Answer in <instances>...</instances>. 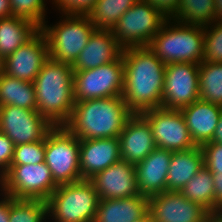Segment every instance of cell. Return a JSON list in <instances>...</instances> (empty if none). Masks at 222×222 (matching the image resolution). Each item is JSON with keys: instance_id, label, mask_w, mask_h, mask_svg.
<instances>
[{"instance_id": "4fadbf2b", "label": "cell", "mask_w": 222, "mask_h": 222, "mask_svg": "<svg viewBox=\"0 0 222 222\" xmlns=\"http://www.w3.org/2000/svg\"><path fill=\"white\" fill-rule=\"evenodd\" d=\"M53 127L37 110L0 106V132L15 146L41 141Z\"/></svg>"}, {"instance_id": "44dd1931", "label": "cell", "mask_w": 222, "mask_h": 222, "mask_svg": "<svg viewBox=\"0 0 222 222\" xmlns=\"http://www.w3.org/2000/svg\"><path fill=\"white\" fill-rule=\"evenodd\" d=\"M180 111L196 146H202L212 140L222 114V106L199 99Z\"/></svg>"}, {"instance_id": "7bdbcfd3", "label": "cell", "mask_w": 222, "mask_h": 222, "mask_svg": "<svg viewBox=\"0 0 222 222\" xmlns=\"http://www.w3.org/2000/svg\"><path fill=\"white\" fill-rule=\"evenodd\" d=\"M216 13H215V21L222 22V0H214Z\"/></svg>"}, {"instance_id": "3957f363", "label": "cell", "mask_w": 222, "mask_h": 222, "mask_svg": "<svg viewBox=\"0 0 222 222\" xmlns=\"http://www.w3.org/2000/svg\"><path fill=\"white\" fill-rule=\"evenodd\" d=\"M73 73L71 64L48 59L33 82L37 111L53 126H64L72 115Z\"/></svg>"}, {"instance_id": "ffe728a7", "label": "cell", "mask_w": 222, "mask_h": 222, "mask_svg": "<svg viewBox=\"0 0 222 222\" xmlns=\"http://www.w3.org/2000/svg\"><path fill=\"white\" fill-rule=\"evenodd\" d=\"M122 50L111 30L96 29L72 64V69L83 71L116 61L122 55Z\"/></svg>"}, {"instance_id": "9c48e42d", "label": "cell", "mask_w": 222, "mask_h": 222, "mask_svg": "<svg viewBox=\"0 0 222 222\" xmlns=\"http://www.w3.org/2000/svg\"><path fill=\"white\" fill-rule=\"evenodd\" d=\"M58 185L45 162L27 165H11L2 175L3 194L17 199L47 201Z\"/></svg>"}, {"instance_id": "ee69618b", "label": "cell", "mask_w": 222, "mask_h": 222, "mask_svg": "<svg viewBox=\"0 0 222 222\" xmlns=\"http://www.w3.org/2000/svg\"><path fill=\"white\" fill-rule=\"evenodd\" d=\"M135 222H153V220H152V216L150 215V213L147 212L143 217L136 220Z\"/></svg>"}, {"instance_id": "603a6c76", "label": "cell", "mask_w": 222, "mask_h": 222, "mask_svg": "<svg viewBox=\"0 0 222 222\" xmlns=\"http://www.w3.org/2000/svg\"><path fill=\"white\" fill-rule=\"evenodd\" d=\"M204 166L201 146L189 150L174 151L167 175V191H178Z\"/></svg>"}, {"instance_id": "f546056e", "label": "cell", "mask_w": 222, "mask_h": 222, "mask_svg": "<svg viewBox=\"0 0 222 222\" xmlns=\"http://www.w3.org/2000/svg\"><path fill=\"white\" fill-rule=\"evenodd\" d=\"M48 218L47 201L10 196L9 222H47Z\"/></svg>"}, {"instance_id": "7c38bea8", "label": "cell", "mask_w": 222, "mask_h": 222, "mask_svg": "<svg viewBox=\"0 0 222 222\" xmlns=\"http://www.w3.org/2000/svg\"><path fill=\"white\" fill-rule=\"evenodd\" d=\"M141 115L151 126L157 148L174 152L196 147L180 110L159 107Z\"/></svg>"}, {"instance_id": "6da1fadb", "label": "cell", "mask_w": 222, "mask_h": 222, "mask_svg": "<svg viewBox=\"0 0 222 222\" xmlns=\"http://www.w3.org/2000/svg\"><path fill=\"white\" fill-rule=\"evenodd\" d=\"M124 61L123 100L133 114L162 106L165 63L149 47L122 50Z\"/></svg>"}, {"instance_id": "484cf974", "label": "cell", "mask_w": 222, "mask_h": 222, "mask_svg": "<svg viewBox=\"0 0 222 222\" xmlns=\"http://www.w3.org/2000/svg\"><path fill=\"white\" fill-rule=\"evenodd\" d=\"M185 198L196 202L208 212L215 211V189L212 173L204 165L180 190Z\"/></svg>"}, {"instance_id": "4316f807", "label": "cell", "mask_w": 222, "mask_h": 222, "mask_svg": "<svg viewBox=\"0 0 222 222\" xmlns=\"http://www.w3.org/2000/svg\"><path fill=\"white\" fill-rule=\"evenodd\" d=\"M138 0H97L86 14L96 29L112 30Z\"/></svg>"}, {"instance_id": "e575fe53", "label": "cell", "mask_w": 222, "mask_h": 222, "mask_svg": "<svg viewBox=\"0 0 222 222\" xmlns=\"http://www.w3.org/2000/svg\"><path fill=\"white\" fill-rule=\"evenodd\" d=\"M97 0H52L61 13L64 14H87Z\"/></svg>"}, {"instance_id": "f1b7e54d", "label": "cell", "mask_w": 222, "mask_h": 222, "mask_svg": "<svg viewBox=\"0 0 222 222\" xmlns=\"http://www.w3.org/2000/svg\"><path fill=\"white\" fill-rule=\"evenodd\" d=\"M200 99L222 106V62L199 64Z\"/></svg>"}, {"instance_id": "836d02e7", "label": "cell", "mask_w": 222, "mask_h": 222, "mask_svg": "<svg viewBox=\"0 0 222 222\" xmlns=\"http://www.w3.org/2000/svg\"><path fill=\"white\" fill-rule=\"evenodd\" d=\"M201 148L204 154V165L211 173H222V144L207 142Z\"/></svg>"}, {"instance_id": "d590c367", "label": "cell", "mask_w": 222, "mask_h": 222, "mask_svg": "<svg viewBox=\"0 0 222 222\" xmlns=\"http://www.w3.org/2000/svg\"><path fill=\"white\" fill-rule=\"evenodd\" d=\"M14 147V143L0 132V188H2V175L11 167Z\"/></svg>"}, {"instance_id": "f6af8a7d", "label": "cell", "mask_w": 222, "mask_h": 222, "mask_svg": "<svg viewBox=\"0 0 222 222\" xmlns=\"http://www.w3.org/2000/svg\"><path fill=\"white\" fill-rule=\"evenodd\" d=\"M4 73V59L3 57L0 55V75Z\"/></svg>"}, {"instance_id": "74e56055", "label": "cell", "mask_w": 222, "mask_h": 222, "mask_svg": "<svg viewBox=\"0 0 222 222\" xmlns=\"http://www.w3.org/2000/svg\"><path fill=\"white\" fill-rule=\"evenodd\" d=\"M215 189V211L222 210V173H212Z\"/></svg>"}, {"instance_id": "8992f818", "label": "cell", "mask_w": 222, "mask_h": 222, "mask_svg": "<svg viewBox=\"0 0 222 222\" xmlns=\"http://www.w3.org/2000/svg\"><path fill=\"white\" fill-rule=\"evenodd\" d=\"M61 14L57 24L45 21L40 30L47 39L49 59L72 65L96 28L86 14Z\"/></svg>"}, {"instance_id": "30bf717a", "label": "cell", "mask_w": 222, "mask_h": 222, "mask_svg": "<svg viewBox=\"0 0 222 222\" xmlns=\"http://www.w3.org/2000/svg\"><path fill=\"white\" fill-rule=\"evenodd\" d=\"M73 85L75 102L121 96L124 88L122 55L97 68L74 71Z\"/></svg>"}, {"instance_id": "8d00e7d4", "label": "cell", "mask_w": 222, "mask_h": 222, "mask_svg": "<svg viewBox=\"0 0 222 222\" xmlns=\"http://www.w3.org/2000/svg\"><path fill=\"white\" fill-rule=\"evenodd\" d=\"M156 10L160 11L167 19H171L178 9L180 0H145Z\"/></svg>"}, {"instance_id": "52a82bcc", "label": "cell", "mask_w": 222, "mask_h": 222, "mask_svg": "<svg viewBox=\"0 0 222 222\" xmlns=\"http://www.w3.org/2000/svg\"><path fill=\"white\" fill-rule=\"evenodd\" d=\"M57 185L82 180L80 139L65 126H54L45 137V161Z\"/></svg>"}, {"instance_id": "b9f144b4", "label": "cell", "mask_w": 222, "mask_h": 222, "mask_svg": "<svg viewBox=\"0 0 222 222\" xmlns=\"http://www.w3.org/2000/svg\"><path fill=\"white\" fill-rule=\"evenodd\" d=\"M207 221L208 222H222V210L209 212Z\"/></svg>"}, {"instance_id": "8fae6325", "label": "cell", "mask_w": 222, "mask_h": 222, "mask_svg": "<svg viewBox=\"0 0 222 222\" xmlns=\"http://www.w3.org/2000/svg\"><path fill=\"white\" fill-rule=\"evenodd\" d=\"M199 99V64H166L161 107L180 110Z\"/></svg>"}, {"instance_id": "277c9868", "label": "cell", "mask_w": 222, "mask_h": 222, "mask_svg": "<svg viewBox=\"0 0 222 222\" xmlns=\"http://www.w3.org/2000/svg\"><path fill=\"white\" fill-rule=\"evenodd\" d=\"M148 47L165 64H200L204 51V26L167 19Z\"/></svg>"}, {"instance_id": "4dcf8cb0", "label": "cell", "mask_w": 222, "mask_h": 222, "mask_svg": "<svg viewBox=\"0 0 222 222\" xmlns=\"http://www.w3.org/2000/svg\"><path fill=\"white\" fill-rule=\"evenodd\" d=\"M12 16L24 18L41 28L45 23V0H9Z\"/></svg>"}, {"instance_id": "83f0119b", "label": "cell", "mask_w": 222, "mask_h": 222, "mask_svg": "<svg viewBox=\"0 0 222 222\" xmlns=\"http://www.w3.org/2000/svg\"><path fill=\"white\" fill-rule=\"evenodd\" d=\"M214 0H180L171 18L179 23L206 26L215 22Z\"/></svg>"}, {"instance_id": "cb8c5ba5", "label": "cell", "mask_w": 222, "mask_h": 222, "mask_svg": "<svg viewBox=\"0 0 222 222\" xmlns=\"http://www.w3.org/2000/svg\"><path fill=\"white\" fill-rule=\"evenodd\" d=\"M39 30L38 26L24 18L10 16L0 19V55L5 59Z\"/></svg>"}, {"instance_id": "2e32d148", "label": "cell", "mask_w": 222, "mask_h": 222, "mask_svg": "<svg viewBox=\"0 0 222 222\" xmlns=\"http://www.w3.org/2000/svg\"><path fill=\"white\" fill-rule=\"evenodd\" d=\"M102 199H123L140 195L135 166L120 160L90 179Z\"/></svg>"}, {"instance_id": "e0dca14e", "label": "cell", "mask_w": 222, "mask_h": 222, "mask_svg": "<svg viewBox=\"0 0 222 222\" xmlns=\"http://www.w3.org/2000/svg\"><path fill=\"white\" fill-rule=\"evenodd\" d=\"M121 160L136 165L157 146L149 122L141 114H133L119 137Z\"/></svg>"}, {"instance_id": "ac0fdd59", "label": "cell", "mask_w": 222, "mask_h": 222, "mask_svg": "<svg viewBox=\"0 0 222 222\" xmlns=\"http://www.w3.org/2000/svg\"><path fill=\"white\" fill-rule=\"evenodd\" d=\"M172 151L155 148L135 166L140 195L151 197L167 191V175Z\"/></svg>"}, {"instance_id": "9a60e30c", "label": "cell", "mask_w": 222, "mask_h": 222, "mask_svg": "<svg viewBox=\"0 0 222 222\" xmlns=\"http://www.w3.org/2000/svg\"><path fill=\"white\" fill-rule=\"evenodd\" d=\"M48 59L47 39L39 30L30 40L4 59V73L10 77L34 82Z\"/></svg>"}, {"instance_id": "ba28073f", "label": "cell", "mask_w": 222, "mask_h": 222, "mask_svg": "<svg viewBox=\"0 0 222 222\" xmlns=\"http://www.w3.org/2000/svg\"><path fill=\"white\" fill-rule=\"evenodd\" d=\"M166 20L149 2L138 0L119 18L111 31L123 49L148 47Z\"/></svg>"}, {"instance_id": "60d3db41", "label": "cell", "mask_w": 222, "mask_h": 222, "mask_svg": "<svg viewBox=\"0 0 222 222\" xmlns=\"http://www.w3.org/2000/svg\"><path fill=\"white\" fill-rule=\"evenodd\" d=\"M210 142H216L222 144V114L219 118V121L212 136V140Z\"/></svg>"}, {"instance_id": "d6986e66", "label": "cell", "mask_w": 222, "mask_h": 222, "mask_svg": "<svg viewBox=\"0 0 222 222\" xmlns=\"http://www.w3.org/2000/svg\"><path fill=\"white\" fill-rule=\"evenodd\" d=\"M121 160L118 137L80 140V173L90 180Z\"/></svg>"}, {"instance_id": "ab89813d", "label": "cell", "mask_w": 222, "mask_h": 222, "mask_svg": "<svg viewBox=\"0 0 222 222\" xmlns=\"http://www.w3.org/2000/svg\"><path fill=\"white\" fill-rule=\"evenodd\" d=\"M12 16L9 0H0V19Z\"/></svg>"}, {"instance_id": "1f68e13d", "label": "cell", "mask_w": 222, "mask_h": 222, "mask_svg": "<svg viewBox=\"0 0 222 222\" xmlns=\"http://www.w3.org/2000/svg\"><path fill=\"white\" fill-rule=\"evenodd\" d=\"M202 62H222V22L204 26V51Z\"/></svg>"}, {"instance_id": "7a4b0ae2", "label": "cell", "mask_w": 222, "mask_h": 222, "mask_svg": "<svg viewBox=\"0 0 222 222\" xmlns=\"http://www.w3.org/2000/svg\"><path fill=\"white\" fill-rule=\"evenodd\" d=\"M132 115L122 96L78 101L64 126L80 140L113 138Z\"/></svg>"}, {"instance_id": "f35d334b", "label": "cell", "mask_w": 222, "mask_h": 222, "mask_svg": "<svg viewBox=\"0 0 222 222\" xmlns=\"http://www.w3.org/2000/svg\"><path fill=\"white\" fill-rule=\"evenodd\" d=\"M2 197L0 199V222H9V215H10V196H7L0 193Z\"/></svg>"}, {"instance_id": "d6a6232c", "label": "cell", "mask_w": 222, "mask_h": 222, "mask_svg": "<svg viewBox=\"0 0 222 222\" xmlns=\"http://www.w3.org/2000/svg\"><path fill=\"white\" fill-rule=\"evenodd\" d=\"M44 161L45 138L33 143L16 145L11 165H34Z\"/></svg>"}, {"instance_id": "5bb4252c", "label": "cell", "mask_w": 222, "mask_h": 222, "mask_svg": "<svg viewBox=\"0 0 222 222\" xmlns=\"http://www.w3.org/2000/svg\"><path fill=\"white\" fill-rule=\"evenodd\" d=\"M153 222H206L209 212L181 192L166 191L148 198Z\"/></svg>"}, {"instance_id": "5b68a950", "label": "cell", "mask_w": 222, "mask_h": 222, "mask_svg": "<svg viewBox=\"0 0 222 222\" xmlns=\"http://www.w3.org/2000/svg\"><path fill=\"white\" fill-rule=\"evenodd\" d=\"M99 201L91 180L58 185L47 200L48 219L52 222H93Z\"/></svg>"}, {"instance_id": "d4e9b609", "label": "cell", "mask_w": 222, "mask_h": 222, "mask_svg": "<svg viewBox=\"0 0 222 222\" xmlns=\"http://www.w3.org/2000/svg\"><path fill=\"white\" fill-rule=\"evenodd\" d=\"M12 105L24 109L37 110L33 82L0 75V106Z\"/></svg>"}, {"instance_id": "7402d4cb", "label": "cell", "mask_w": 222, "mask_h": 222, "mask_svg": "<svg viewBox=\"0 0 222 222\" xmlns=\"http://www.w3.org/2000/svg\"><path fill=\"white\" fill-rule=\"evenodd\" d=\"M148 212V197L135 195L123 199H102L93 222H135Z\"/></svg>"}]
</instances>
